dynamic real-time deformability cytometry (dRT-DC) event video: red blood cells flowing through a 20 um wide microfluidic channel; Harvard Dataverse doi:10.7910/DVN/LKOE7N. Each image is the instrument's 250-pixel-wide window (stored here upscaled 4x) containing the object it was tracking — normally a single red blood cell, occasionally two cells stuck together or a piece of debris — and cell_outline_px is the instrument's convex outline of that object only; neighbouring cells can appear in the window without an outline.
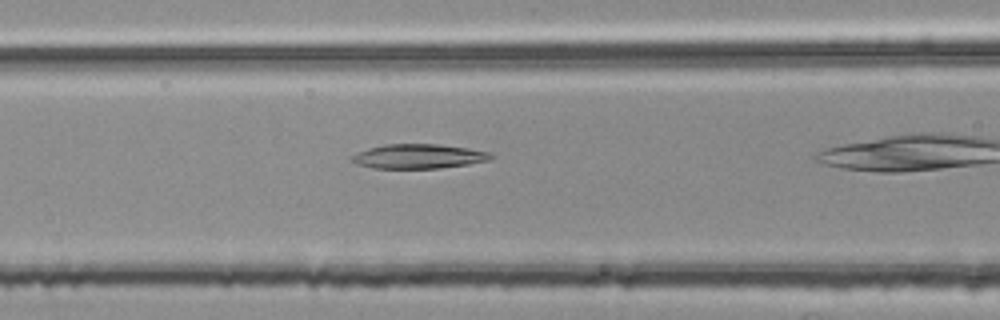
{"species": "common noctule bat (a hibernating species)", "species_latin": "Nyctalus noctula", "temperature_condition": "room temperature", "stored_images_in_passage": 27, "camera_frame_rate_fps": 3000, "um_per_image_px": 0.085, "animal": {"sex": "female", "body_mass_g": 25.1}, "frame": {"image": 1, "passage_image": 7, "time_ms": 2.0, "image_size_px": [1000, 320], "cell_outline_px": [[492, 156], [488, 160], [468, 164], [436, 168], [372, 168], [356, 164], [352, 160], [352, 156], [368, 148], [384, 144], [440, 144], [468, 148], [492, 152]], "centroid_in_image_um": [35.58, 13.28], "position_along_channel_um": 131.0, "area_um2": 19.65}}
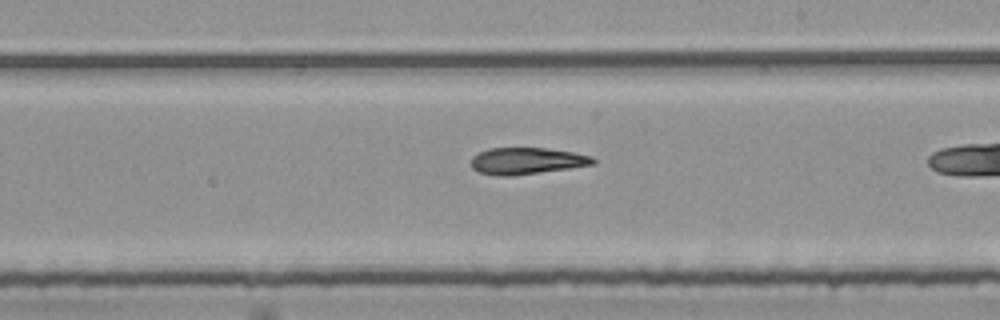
{"frame": {"image": 2, "passage_image": 16, "time_ms": 5.0, "image_size_px": [1000, 320], "cell_outline_px": [[596, 160], [592, 164], [568, 168], [512, 176], [500, 176], [480, 172], [472, 168], [472, 156], [488, 148], [544, 148], [572, 152], [592, 156]], "centroid_in_image_um": [44.74, 13.67], "position_along_channel_um": 244.3, "area_um2": 18.67}}
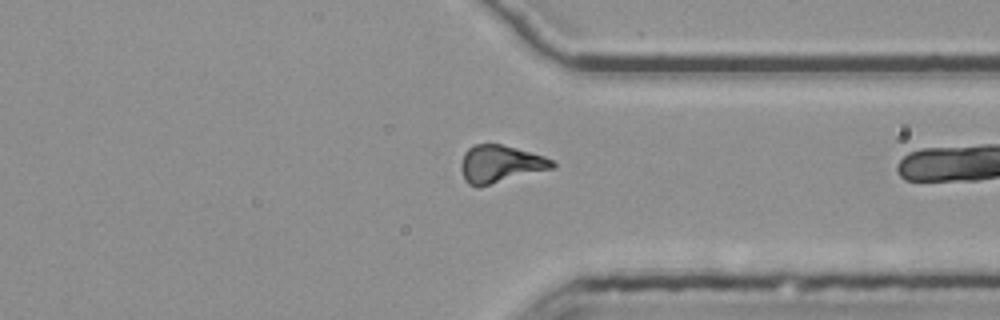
{"frame": {"image": 3, "passage_image": 26, "time_ms": 8.333, "image_size_px": [1000, 320], "cell_outline_px": [[556, 164], [552, 168], [476, 188], [468, 184], [464, 180], [460, 168], [460, 164], [464, 152], [472, 144], [500, 144], [516, 148], [544, 156], [552, 160]], "centroid_in_image_um": [42.45, 13.94], "position_along_channel_um": 368.9, "area_um2": 19.88}}